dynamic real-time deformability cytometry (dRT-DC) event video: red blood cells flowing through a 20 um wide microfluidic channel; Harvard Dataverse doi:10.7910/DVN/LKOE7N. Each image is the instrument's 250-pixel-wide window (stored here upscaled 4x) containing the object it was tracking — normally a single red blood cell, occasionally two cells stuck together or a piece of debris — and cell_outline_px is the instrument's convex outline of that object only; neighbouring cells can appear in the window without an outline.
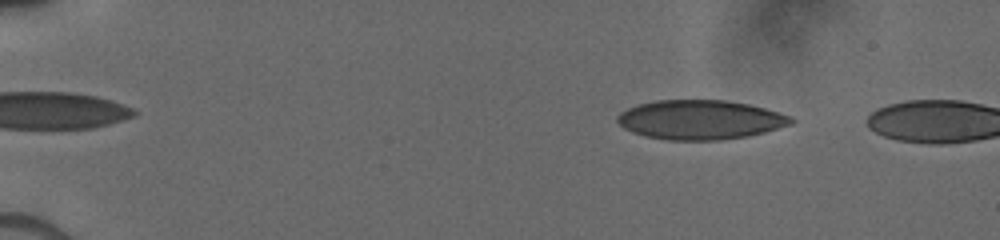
{"species": "human", "species_latin": "Homo sapiens", "temperature_condition": "cold", "stored_images_in_passage": 9, "camera_frame_rate_fps": 3000, "um_per_image_px": 0.085, "donor": {"sex": "male"}, "frame": {"image": 1, "passage_image": 1, "time_ms": 0.0, "image_size_px": [1000, 240], "cell_outline_px": [[796, 120], [792, 124], [764, 132], [748, 136], [720, 140], [668, 140], [644, 136], [632, 132], [624, 128], [616, 120], [616, 116], [620, 112], [636, 104], [656, 100], [724, 100], [748, 104], [764, 108], [792, 116]], "centroid_in_image_um": [59.51, 10.18], "position_along_channel_um": 25.5, "area_um2": 40.0}}